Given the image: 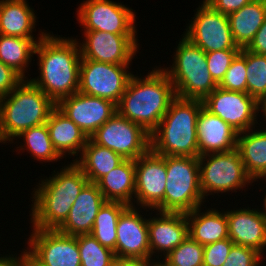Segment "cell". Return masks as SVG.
Here are the masks:
<instances>
[{"instance_id":"6da1fadb","label":"cell","mask_w":266,"mask_h":266,"mask_svg":"<svg viewBox=\"0 0 266 266\" xmlns=\"http://www.w3.org/2000/svg\"><path fill=\"white\" fill-rule=\"evenodd\" d=\"M77 40L48 32L35 46L40 74L30 81L55 104L78 92L82 58Z\"/></svg>"},{"instance_id":"7a4b0ae2","label":"cell","mask_w":266,"mask_h":266,"mask_svg":"<svg viewBox=\"0 0 266 266\" xmlns=\"http://www.w3.org/2000/svg\"><path fill=\"white\" fill-rule=\"evenodd\" d=\"M52 177L41 178L32 192L30 220L33 228L58 229L69 215L76 198L89 182L75 163L62 166ZM34 201V202H33Z\"/></svg>"},{"instance_id":"3957f363","label":"cell","mask_w":266,"mask_h":266,"mask_svg":"<svg viewBox=\"0 0 266 266\" xmlns=\"http://www.w3.org/2000/svg\"><path fill=\"white\" fill-rule=\"evenodd\" d=\"M154 69V70H153ZM145 77L132 75L117 112L151 134L176 97L173 83L160 67L153 68Z\"/></svg>"},{"instance_id":"277c9868","label":"cell","mask_w":266,"mask_h":266,"mask_svg":"<svg viewBox=\"0 0 266 266\" xmlns=\"http://www.w3.org/2000/svg\"><path fill=\"white\" fill-rule=\"evenodd\" d=\"M202 107L201 100L176 96L150 134V149L162 156L198 157L196 123Z\"/></svg>"},{"instance_id":"5b68a950","label":"cell","mask_w":266,"mask_h":266,"mask_svg":"<svg viewBox=\"0 0 266 266\" xmlns=\"http://www.w3.org/2000/svg\"><path fill=\"white\" fill-rule=\"evenodd\" d=\"M55 107L56 104L27 77L0 99V133L3 140L14 143L24 130L46 123Z\"/></svg>"},{"instance_id":"8992f818","label":"cell","mask_w":266,"mask_h":266,"mask_svg":"<svg viewBox=\"0 0 266 266\" xmlns=\"http://www.w3.org/2000/svg\"><path fill=\"white\" fill-rule=\"evenodd\" d=\"M173 57L172 66L162 69L173 83L177 97L203 101L218 87L208 70L206 53L184 36Z\"/></svg>"},{"instance_id":"52a82bcc","label":"cell","mask_w":266,"mask_h":266,"mask_svg":"<svg viewBox=\"0 0 266 266\" xmlns=\"http://www.w3.org/2000/svg\"><path fill=\"white\" fill-rule=\"evenodd\" d=\"M166 171L163 212L187 213L203 206L198 157L166 156Z\"/></svg>"},{"instance_id":"ba28073f","label":"cell","mask_w":266,"mask_h":266,"mask_svg":"<svg viewBox=\"0 0 266 266\" xmlns=\"http://www.w3.org/2000/svg\"><path fill=\"white\" fill-rule=\"evenodd\" d=\"M198 158L200 188L204 199L216 193H236V190L244 189L254 182L246 173L237 149L205 154Z\"/></svg>"},{"instance_id":"9c48e42d","label":"cell","mask_w":266,"mask_h":266,"mask_svg":"<svg viewBox=\"0 0 266 266\" xmlns=\"http://www.w3.org/2000/svg\"><path fill=\"white\" fill-rule=\"evenodd\" d=\"M129 65L81 59L78 92L118 105L133 75Z\"/></svg>"},{"instance_id":"30bf717a","label":"cell","mask_w":266,"mask_h":266,"mask_svg":"<svg viewBox=\"0 0 266 266\" xmlns=\"http://www.w3.org/2000/svg\"><path fill=\"white\" fill-rule=\"evenodd\" d=\"M77 21L84 31L137 35L136 14L132 8L111 0H86L77 9Z\"/></svg>"},{"instance_id":"8fae6325","label":"cell","mask_w":266,"mask_h":266,"mask_svg":"<svg viewBox=\"0 0 266 266\" xmlns=\"http://www.w3.org/2000/svg\"><path fill=\"white\" fill-rule=\"evenodd\" d=\"M90 139L124 159L136 160L150 149V134L118 112L99 127Z\"/></svg>"},{"instance_id":"7c38bea8","label":"cell","mask_w":266,"mask_h":266,"mask_svg":"<svg viewBox=\"0 0 266 266\" xmlns=\"http://www.w3.org/2000/svg\"><path fill=\"white\" fill-rule=\"evenodd\" d=\"M182 34L205 53L225 49H241L232 37L228 16L213 9L204 0Z\"/></svg>"},{"instance_id":"4fadbf2b","label":"cell","mask_w":266,"mask_h":266,"mask_svg":"<svg viewBox=\"0 0 266 266\" xmlns=\"http://www.w3.org/2000/svg\"><path fill=\"white\" fill-rule=\"evenodd\" d=\"M134 204L144 210L163 212V199L166 188V156L158 155L149 149L135 160Z\"/></svg>"},{"instance_id":"5bb4252c","label":"cell","mask_w":266,"mask_h":266,"mask_svg":"<svg viewBox=\"0 0 266 266\" xmlns=\"http://www.w3.org/2000/svg\"><path fill=\"white\" fill-rule=\"evenodd\" d=\"M202 103L206 110L220 117L238 133L255 128L256 124H259L258 101L248 93L217 87Z\"/></svg>"},{"instance_id":"9a60e30c","label":"cell","mask_w":266,"mask_h":266,"mask_svg":"<svg viewBox=\"0 0 266 266\" xmlns=\"http://www.w3.org/2000/svg\"><path fill=\"white\" fill-rule=\"evenodd\" d=\"M28 238V253L42 266H81L77 236L57 229L33 228Z\"/></svg>"},{"instance_id":"2e32d148","label":"cell","mask_w":266,"mask_h":266,"mask_svg":"<svg viewBox=\"0 0 266 266\" xmlns=\"http://www.w3.org/2000/svg\"><path fill=\"white\" fill-rule=\"evenodd\" d=\"M83 35V42L78 41L82 59L132 64V59L139 49V39L136 35H118L103 31H84Z\"/></svg>"},{"instance_id":"e0dca14e","label":"cell","mask_w":266,"mask_h":266,"mask_svg":"<svg viewBox=\"0 0 266 266\" xmlns=\"http://www.w3.org/2000/svg\"><path fill=\"white\" fill-rule=\"evenodd\" d=\"M56 107L89 138L117 113V105L113 102L80 92L61 99Z\"/></svg>"},{"instance_id":"ac0fdd59","label":"cell","mask_w":266,"mask_h":266,"mask_svg":"<svg viewBox=\"0 0 266 266\" xmlns=\"http://www.w3.org/2000/svg\"><path fill=\"white\" fill-rule=\"evenodd\" d=\"M140 212L134 205L121 213L117 223L116 258L150 259L149 218Z\"/></svg>"},{"instance_id":"d6986e66","label":"cell","mask_w":266,"mask_h":266,"mask_svg":"<svg viewBox=\"0 0 266 266\" xmlns=\"http://www.w3.org/2000/svg\"><path fill=\"white\" fill-rule=\"evenodd\" d=\"M148 220L150 259L165 258L174 248L181 244L188 236V222L186 213L156 211V217ZM158 256H157V253ZM159 254L161 258H159Z\"/></svg>"},{"instance_id":"ffe728a7","label":"cell","mask_w":266,"mask_h":266,"mask_svg":"<svg viewBox=\"0 0 266 266\" xmlns=\"http://www.w3.org/2000/svg\"><path fill=\"white\" fill-rule=\"evenodd\" d=\"M228 236L234 245L257 250L262 256L266 250V219L260 210L248 208L227 210ZM263 252V253H262Z\"/></svg>"},{"instance_id":"44dd1931","label":"cell","mask_w":266,"mask_h":266,"mask_svg":"<svg viewBox=\"0 0 266 266\" xmlns=\"http://www.w3.org/2000/svg\"><path fill=\"white\" fill-rule=\"evenodd\" d=\"M196 130L198 157L210 153L228 152L237 148L238 132L204 107L198 114Z\"/></svg>"},{"instance_id":"7402d4cb","label":"cell","mask_w":266,"mask_h":266,"mask_svg":"<svg viewBox=\"0 0 266 266\" xmlns=\"http://www.w3.org/2000/svg\"><path fill=\"white\" fill-rule=\"evenodd\" d=\"M105 201L96 183L88 182L73 203L68 217L57 230L71 236L90 234L97 213Z\"/></svg>"},{"instance_id":"603a6c76","label":"cell","mask_w":266,"mask_h":266,"mask_svg":"<svg viewBox=\"0 0 266 266\" xmlns=\"http://www.w3.org/2000/svg\"><path fill=\"white\" fill-rule=\"evenodd\" d=\"M46 125L53 147L62 158L67 154L80 157L89 137L71 119L55 107Z\"/></svg>"},{"instance_id":"cb8c5ba5","label":"cell","mask_w":266,"mask_h":266,"mask_svg":"<svg viewBox=\"0 0 266 266\" xmlns=\"http://www.w3.org/2000/svg\"><path fill=\"white\" fill-rule=\"evenodd\" d=\"M201 207L186 213L189 236L203 246L229 238L226 211Z\"/></svg>"},{"instance_id":"d4e9b609","label":"cell","mask_w":266,"mask_h":266,"mask_svg":"<svg viewBox=\"0 0 266 266\" xmlns=\"http://www.w3.org/2000/svg\"><path fill=\"white\" fill-rule=\"evenodd\" d=\"M26 0H0V34L35 39L36 15Z\"/></svg>"},{"instance_id":"484cf974","label":"cell","mask_w":266,"mask_h":266,"mask_svg":"<svg viewBox=\"0 0 266 266\" xmlns=\"http://www.w3.org/2000/svg\"><path fill=\"white\" fill-rule=\"evenodd\" d=\"M135 180V160L125 159L108 174L101 177L96 185L106 201H118L133 206Z\"/></svg>"},{"instance_id":"4316f807","label":"cell","mask_w":266,"mask_h":266,"mask_svg":"<svg viewBox=\"0 0 266 266\" xmlns=\"http://www.w3.org/2000/svg\"><path fill=\"white\" fill-rule=\"evenodd\" d=\"M254 129L238 133L236 149L246 173L255 182L257 179L266 180V128Z\"/></svg>"},{"instance_id":"83f0119b","label":"cell","mask_w":266,"mask_h":266,"mask_svg":"<svg viewBox=\"0 0 266 266\" xmlns=\"http://www.w3.org/2000/svg\"><path fill=\"white\" fill-rule=\"evenodd\" d=\"M227 16L235 44L246 48L266 18V0H252Z\"/></svg>"},{"instance_id":"f1b7e54d","label":"cell","mask_w":266,"mask_h":266,"mask_svg":"<svg viewBox=\"0 0 266 266\" xmlns=\"http://www.w3.org/2000/svg\"><path fill=\"white\" fill-rule=\"evenodd\" d=\"M124 160L121 155L94 143L89 138L80 157L72 161L81 168L89 182L96 183Z\"/></svg>"},{"instance_id":"f546056e","label":"cell","mask_w":266,"mask_h":266,"mask_svg":"<svg viewBox=\"0 0 266 266\" xmlns=\"http://www.w3.org/2000/svg\"><path fill=\"white\" fill-rule=\"evenodd\" d=\"M47 34L42 32L36 39L5 36L0 34V61L13 68L24 79L27 68L34 56L36 44Z\"/></svg>"},{"instance_id":"4dcf8cb0","label":"cell","mask_w":266,"mask_h":266,"mask_svg":"<svg viewBox=\"0 0 266 266\" xmlns=\"http://www.w3.org/2000/svg\"><path fill=\"white\" fill-rule=\"evenodd\" d=\"M128 207L118 201H105L100 207L91 235L102 245L114 251L116 256L117 223L121 213Z\"/></svg>"},{"instance_id":"1f68e13d","label":"cell","mask_w":266,"mask_h":266,"mask_svg":"<svg viewBox=\"0 0 266 266\" xmlns=\"http://www.w3.org/2000/svg\"><path fill=\"white\" fill-rule=\"evenodd\" d=\"M23 137V145L20 144V149L17 151L27 150V152L37 159V161L43 162H57L62 157L57 153L53 147L52 141L50 139V134L46 123L31 127L27 130L21 132L16 138L21 139ZM26 146V147H25ZM25 147V148H24Z\"/></svg>"},{"instance_id":"d6a6232c","label":"cell","mask_w":266,"mask_h":266,"mask_svg":"<svg viewBox=\"0 0 266 266\" xmlns=\"http://www.w3.org/2000/svg\"><path fill=\"white\" fill-rule=\"evenodd\" d=\"M240 54L246 59L247 93L259 101L266 93V55L245 48L241 49Z\"/></svg>"},{"instance_id":"836d02e7","label":"cell","mask_w":266,"mask_h":266,"mask_svg":"<svg viewBox=\"0 0 266 266\" xmlns=\"http://www.w3.org/2000/svg\"><path fill=\"white\" fill-rule=\"evenodd\" d=\"M81 266H113V250L102 246L91 234L77 235Z\"/></svg>"},{"instance_id":"e575fe53","label":"cell","mask_w":266,"mask_h":266,"mask_svg":"<svg viewBox=\"0 0 266 266\" xmlns=\"http://www.w3.org/2000/svg\"><path fill=\"white\" fill-rule=\"evenodd\" d=\"M204 246L188 236L163 260L169 266H203Z\"/></svg>"},{"instance_id":"d590c367","label":"cell","mask_w":266,"mask_h":266,"mask_svg":"<svg viewBox=\"0 0 266 266\" xmlns=\"http://www.w3.org/2000/svg\"><path fill=\"white\" fill-rule=\"evenodd\" d=\"M246 59L239 53L225 73L218 87L228 91L247 93Z\"/></svg>"},{"instance_id":"8d00e7d4","label":"cell","mask_w":266,"mask_h":266,"mask_svg":"<svg viewBox=\"0 0 266 266\" xmlns=\"http://www.w3.org/2000/svg\"><path fill=\"white\" fill-rule=\"evenodd\" d=\"M241 49H225L214 52H206L208 70L212 79L218 85L223 79L232 61L240 53Z\"/></svg>"},{"instance_id":"74e56055","label":"cell","mask_w":266,"mask_h":266,"mask_svg":"<svg viewBox=\"0 0 266 266\" xmlns=\"http://www.w3.org/2000/svg\"><path fill=\"white\" fill-rule=\"evenodd\" d=\"M263 258L265 260V257L255 249L233 245L222 266H261Z\"/></svg>"},{"instance_id":"f35d334b","label":"cell","mask_w":266,"mask_h":266,"mask_svg":"<svg viewBox=\"0 0 266 266\" xmlns=\"http://www.w3.org/2000/svg\"><path fill=\"white\" fill-rule=\"evenodd\" d=\"M233 245L234 242L230 238L205 245L203 266H222Z\"/></svg>"},{"instance_id":"ab89813d","label":"cell","mask_w":266,"mask_h":266,"mask_svg":"<svg viewBox=\"0 0 266 266\" xmlns=\"http://www.w3.org/2000/svg\"><path fill=\"white\" fill-rule=\"evenodd\" d=\"M24 78L13 68L0 61V99L12 92Z\"/></svg>"},{"instance_id":"60d3db41","label":"cell","mask_w":266,"mask_h":266,"mask_svg":"<svg viewBox=\"0 0 266 266\" xmlns=\"http://www.w3.org/2000/svg\"><path fill=\"white\" fill-rule=\"evenodd\" d=\"M208 3L213 9L222 14H230L234 11L239 10L252 0H204Z\"/></svg>"},{"instance_id":"b9f144b4","label":"cell","mask_w":266,"mask_h":266,"mask_svg":"<svg viewBox=\"0 0 266 266\" xmlns=\"http://www.w3.org/2000/svg\"><path fill=\"white\" fill-rule=\"evenodd\" d=\"M245 49L256 54L266 55V18L253 40Z\"/></svg>"},{"instance_id":"7bdbcfd3","label":"cell","mask_w":266,"mask_h":266,"mask_svg":"<svg viewBox=\"0 0 266 266\" xmlns=\"http://www.w3.org/2000/svg\"><path fill=\"white\" fill-rule=\"evenodd\" d=\"M154 259H120L116 258L113 266H153Z\"/></svg>"},{"instance_id":"ee69618b","label":"cell","mask_w":266,"mask_h":266,"mask_svg":"<svg viewBox=\"0 0 266 266\" xmlns=\"http://www.w3.org/2000/svg\"><path fill=\"white\" fill-rule=\"evenodd\" d=\"M12 255V256H11ZM2 255L0 257V266H24V249L20 255Z\"/></svg>"},{"instance_id":"f6af8a7d","label":"cell","mask_w":266,"mask_h":266,"mask_svg":"<svg viewBox=\"0 0 266 266\" xmlns=\"http://www.w3.org/2000/svg\"><path fill=\"white\" fill-rule=\"evenodd\" d=\"M24 266H42L24 249Z\"/></svg>"},{"instance_id":"bcb514c9","label":"cell","mask_w":266,"mask_h":266,"mask_svg":"<svg viewBox=\"0 0 266 266\" xmlns=\"http://www.w3.org/2000/svg\"><path fill=\"white\" fill-rule=\"evenodd\" d=\"M262 110V111H261ZM258 111L263 112L261 115L262 118H265L263 121L266 120V93L262 96V98L258 101Z\"/></svg>"},{"instance_id":"7dc6e473","label":"cell","mask_w":266,"mask_h":266,"mask_svg":"<svg viewBox=\"0 0 266 266\" xmlns=\"http://www.w3.org/2000/svg\"><path fill=\"white\" fill-rule=\"evenodd\" d=\"M266 182V180H265ZM263 210H260V213L262 214V216L266 219V193H265V197L263 199Z\"/></svg>"},{"instance_id":"c3c4849f","label":"cell","mask_w":266,"mask_h":266,"mask_svg":"<svg viewBox=\"0 0 266 266\" xmlns=\"http://www.w3.org/2000/svg\"><path fill=\"white\" fill-rule=\"evenodd\" d=\"M153 266H169V265L166 264V263L164 262V260H163V261H160V259H159V260L156 261V259H154V264H153Z\"/></svg>"},{"instance_id":"681fc988","label":"cell","mask_w":266,"mask_h":266,"mask_svg":"<svg viewBox=\"0 0 266 266\" xmlns=\"http://www.w3.org/2000/svg\"><path fill=\"white\" fill-rule=\"evenodd\" d=\"M0 143L5 144L6 142L3 140L1 133H0Z\"/></svg>"}]
</instances>
